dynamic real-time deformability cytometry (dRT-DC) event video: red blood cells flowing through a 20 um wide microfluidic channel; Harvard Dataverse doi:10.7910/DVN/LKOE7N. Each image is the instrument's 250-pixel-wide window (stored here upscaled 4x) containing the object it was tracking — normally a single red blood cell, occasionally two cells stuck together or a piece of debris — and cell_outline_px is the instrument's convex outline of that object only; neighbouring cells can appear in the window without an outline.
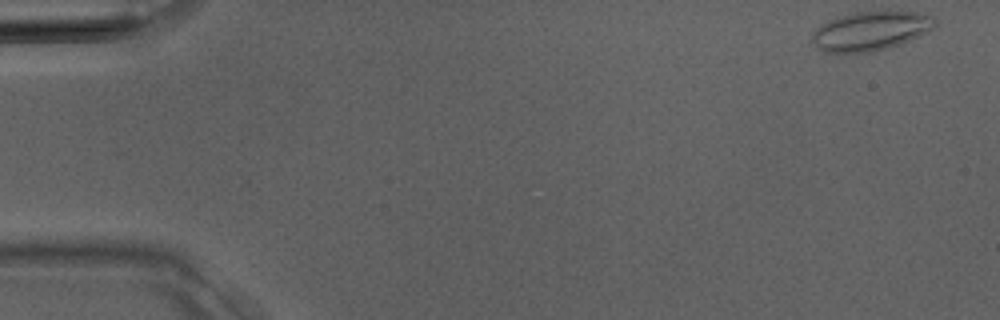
{"species": "Egyptian fruit bat (a non-hibernating species)", "species_latin": "Rousettus aegyptiacus", "temperature_condition": "room temperature", "stored_images_in_passage": 36, "camera_frame_rate_fps": 3000, "um_per_image_px": 0.085, "animal": {"sex": "male"}, "frame": {"image": 1, "passage_image": 1, "time_ms": 0.0, "image_size_px": [1000, 320], "cell_outline_px": [[936, 24], [928, 32], [900, 44], [888, 48], [872, 52], [820, 52], [812, 40], [812, 32], [828, 20], [836, 16], [856, 12], [920, 12], [932, 16], [936, 20]], "centroid_in_image_um": [73.99, 2.64], "position_along_channel_um": 11.0, "area_um2": 27.92}}
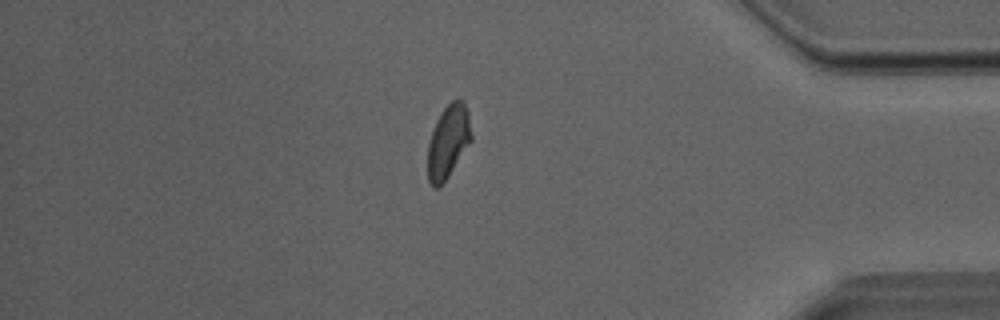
{"frame": {"image": 2, "passage_image": 31, "time_ms": 10.0, "image_size_px": [1000, 320], "cell_outline_px": [[472, 140], [440, 188], [432, 188], [428, 180], [428, 144], [436, 120], [440, 112], [452, 100], [464, 100], [468, 112], [472, 132]], "centroid_in_image_um": [38.1, 12.04], "position_along_channel_um": 397.1, "area_um2": 18.67}}
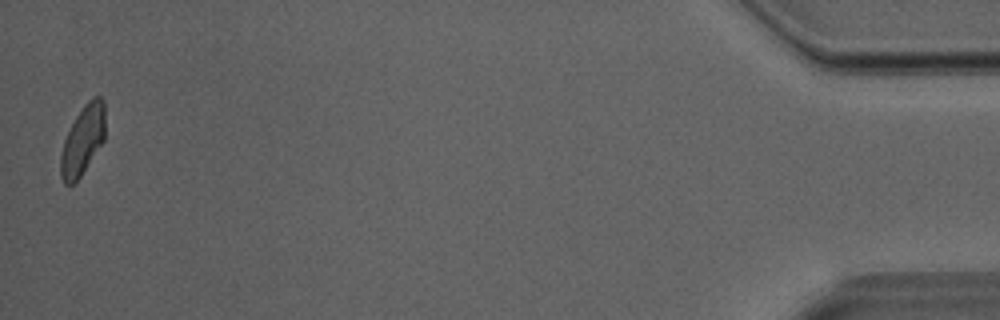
{"frame": {"image": 3, "passage_image": 36, "time_ms": 11.667, "image_size_px": [1000, 320], "cell_outline_px": [[104, 140], [80, 176], [72, 184], [64, 184], [60, 176], [60, 156], [64, 140], [76, 116], [84, 104], [92, 96], [100, 96], [104, 100]], "centroid_in_image_um": [7.02, 11.9], "position_along_channel_um": 428.2, "area_um2": 17.74}}